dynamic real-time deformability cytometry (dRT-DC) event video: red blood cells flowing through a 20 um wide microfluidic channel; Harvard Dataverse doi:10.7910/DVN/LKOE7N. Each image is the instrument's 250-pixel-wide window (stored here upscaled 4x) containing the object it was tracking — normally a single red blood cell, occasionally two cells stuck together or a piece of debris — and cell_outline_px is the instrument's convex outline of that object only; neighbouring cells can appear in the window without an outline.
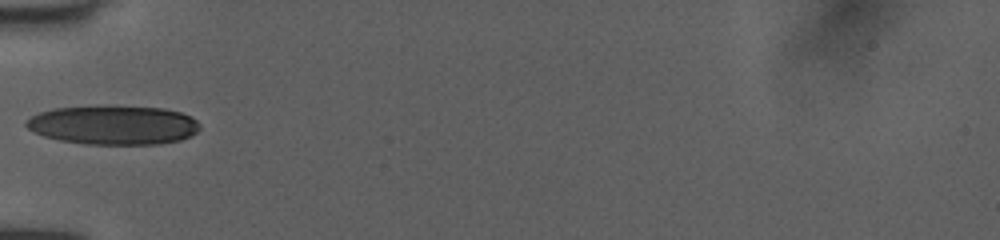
{"species": "human", "species_latin": "Homo sapiens", "temperature_condition": "room temperature", "stored_images_in_passage": 23, "camera_frame_rate_fps": 3000, "um_per_image_px": 0.085, "donor": {"sex": "female"}, "frame": {"image": 1, "passage_image": 12, "time_ms": 3.667, "image_size_px": [1000, 240], "cell_outline_px": [[200, 128], [196, 132], [180, 140], [156, 144], [84, 144], [60, 140], [44, 136], [28, 128], [24, 124], [32, 116], [40, 112], [56, 108], [164, 108], [180, 112], [196, 120], [200, 124]], "centroid_in_image_um": [9.66, 10.66], "position_along_channel_um": 75.3, "area_um2": 38.32}}
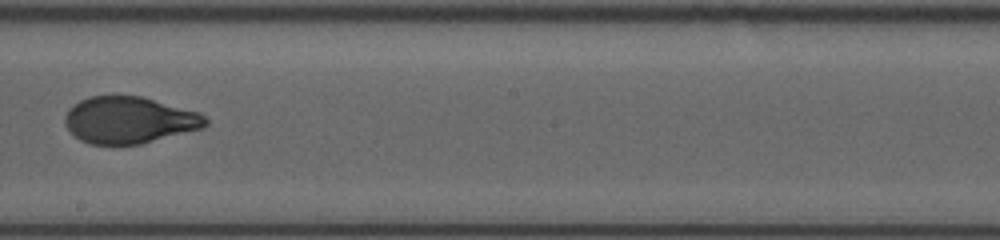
{"frame": {"image": 2, "passage_image": 16, "time_ms": 5.0, "image_size_px": [1000, 240], "cell_outline_px": [[208, 124], [204, 128], [140, 144], [88, 144], [80, 140], [68, 128], [64, 120], [64, 116], [68, 108], [80, 100], [88, 96], [140, 96], [200, 112], [208, 120]], "centroid_in_image_um": [10.99, 10.2], "position_along_channel_um": 237.2, "area_um2": 38.26}}
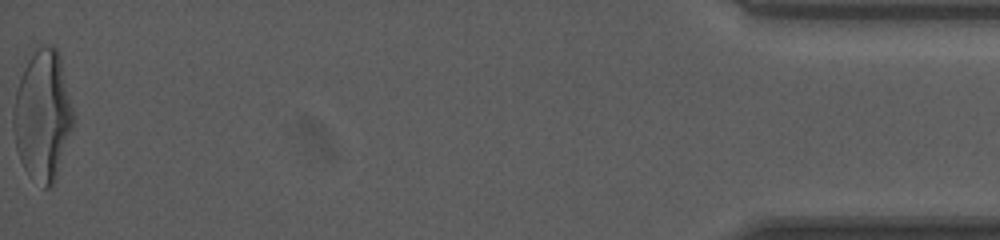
{"frame": {"image": 3, "passage_image": 23, "time_ms": 7.333, "image_size_px": [1000, 240], "cell_outline_px": [[72, 128], [56, 180], [48, 188], [44, 188], [24, 168], [20, 160], [16, 148], [12, 128], [12, 112], [16, 92], [20, 76], [28, 60], [40, 44], [44, 44], [56, 48], [60, 56], [72, 108]], "centroid_in_image_um": [3.6, 9.82], "position_along_channel_um": 431.6, "area_um2": 45.08}}